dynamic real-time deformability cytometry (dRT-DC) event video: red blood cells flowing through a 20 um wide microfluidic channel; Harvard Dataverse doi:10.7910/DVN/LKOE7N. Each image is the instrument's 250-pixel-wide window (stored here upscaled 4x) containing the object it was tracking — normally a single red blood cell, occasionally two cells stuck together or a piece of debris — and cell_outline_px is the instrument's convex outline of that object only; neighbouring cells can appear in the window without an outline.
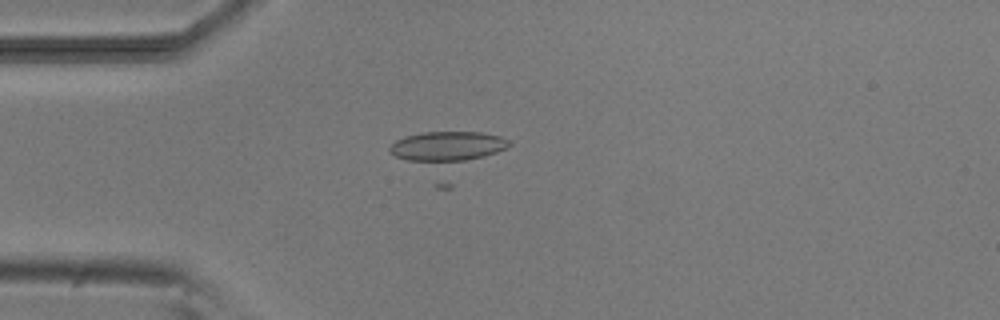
{"species": "common noctule bat (a hibernating species)", "species_latin": "Nyctalus noctula", "temperature_condition": "room temperature", "stored_images_in_passage": 4, "camera_frame_rate_fps": 3000, "um_per_image_px": 0.085, "animal": {"sex": "male", "body_mass_g": 20.5, "forearm_length_mm": 52.5}, "frame": {"image": 1, "passage_image": 2, "time_ms": 1.333, "image_size_px": [1000, 320], "cell_outline_px": [[512, 144], [508, 148], [484, 156], [464, 160], [408, 160], [396, 156], [388, 152], [388, 148], [396, 140], [404, 136], [424, 132], [484, 132], [500, 136], [508, 140]], "centroid_in_image_um": [38.05, 12.39], "position_along_channel_um": 46.9, "area_um2": 20.29}}
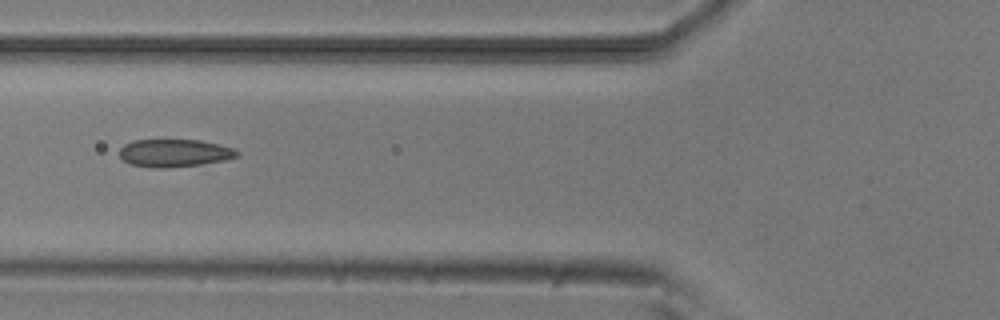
{"frame": {"image": 2, "passage_image": 4, "time_ms": 3.333, "image_size_px": [1000, 320], "cell_outline_px": [[240, 152], [236, 156], [224, 160], [200, 164], [164, 168], [152, 168], [132, 164], [124, 160], [120, 156], [120, 148], [124, 144], [132, 140], [200, 140], [232, 148]], "centroid_in_image_um": [14.78, 13.0], "position_along_channel_um": 111.0, "area_um2": 18.73}}